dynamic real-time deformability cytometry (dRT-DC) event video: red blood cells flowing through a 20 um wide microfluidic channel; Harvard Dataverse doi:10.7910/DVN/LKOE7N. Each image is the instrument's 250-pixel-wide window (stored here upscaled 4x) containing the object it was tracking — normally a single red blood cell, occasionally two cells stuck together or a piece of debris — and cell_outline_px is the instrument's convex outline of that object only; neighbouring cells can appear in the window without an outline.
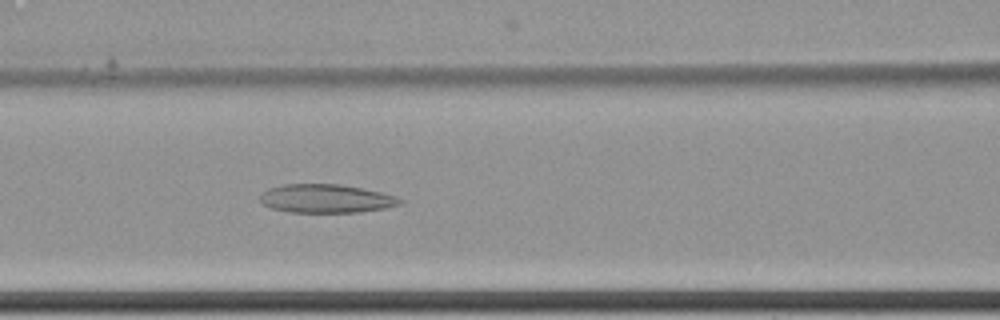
{"species": "common noctule bat (a hibernating species)", "species_latin": "Nyctalus noctula", "temperature_condition": "cold", "stored_images_in_passage": 9, "camera_frame_rate_fps": 3000, "um_per_image_px": 0.085, "animal": {"sex": "female", "body_mass_g": 22.7, "forearm_length_mm": 54.2}, "frame": {"image": 1, "passage_image": 9, "time_ms": 2.667, "image_size_px": [1000, 320], "cell_outline_px": [[404, 200], [400, 204], [384, 208], [356, 212], [288, 212], [272, 208], [260, 204], [260, 192], [268, 188], [284, 184], [340, 184], [380, 192], [396, 196]], "centroid_in_image_um": [27.65, 16.87], "position_along_channel_um": 138.9, "area_um2": 23.29}}